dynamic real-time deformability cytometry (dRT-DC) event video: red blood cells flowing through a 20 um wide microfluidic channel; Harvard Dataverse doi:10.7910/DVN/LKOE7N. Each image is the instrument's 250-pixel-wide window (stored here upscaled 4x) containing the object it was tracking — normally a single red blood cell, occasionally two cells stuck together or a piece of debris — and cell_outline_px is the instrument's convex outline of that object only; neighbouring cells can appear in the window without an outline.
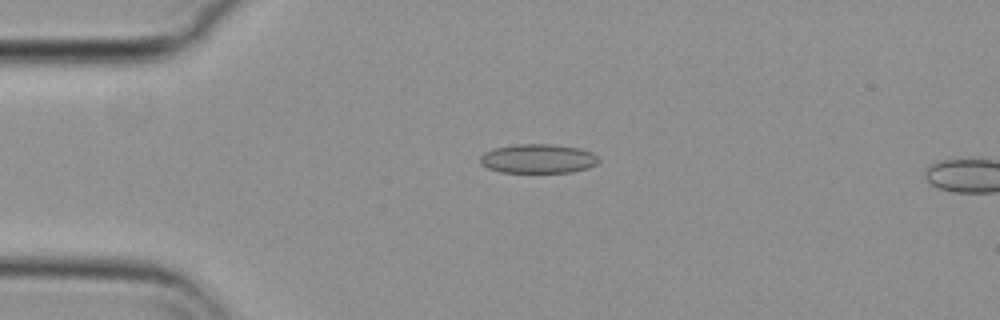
{"species": "common noctule bat (a hibernating species)", "species_latin": "Nyctalus noctula", "temperature_condition": "cold", "stored_images_in_passage": 17, "camera_frame_rate_fps": 3000, "um_per_image_px": 0.085, "animal": {"sex": "female", "body_mass_g": 29.2, "forearm_length_mm": 56.3}, "frame": {"image": 1, "passage_image": 13, "time_ms": 4.0, "image_size_px": [1000, 320], "cell_outline_px": [[600, 160], [596, 164], [588, 168], [572, 172], [500, 172], [488, 168], [480, 164], [480, 156], [484, 152], [492, 148], [516, 144], [552, 144], [580, 148], [592, 152]], "centroid_in_image_um": [45.72, 13.48], "position_along_channel_um": 39.3, "area_um2": 20.29}}